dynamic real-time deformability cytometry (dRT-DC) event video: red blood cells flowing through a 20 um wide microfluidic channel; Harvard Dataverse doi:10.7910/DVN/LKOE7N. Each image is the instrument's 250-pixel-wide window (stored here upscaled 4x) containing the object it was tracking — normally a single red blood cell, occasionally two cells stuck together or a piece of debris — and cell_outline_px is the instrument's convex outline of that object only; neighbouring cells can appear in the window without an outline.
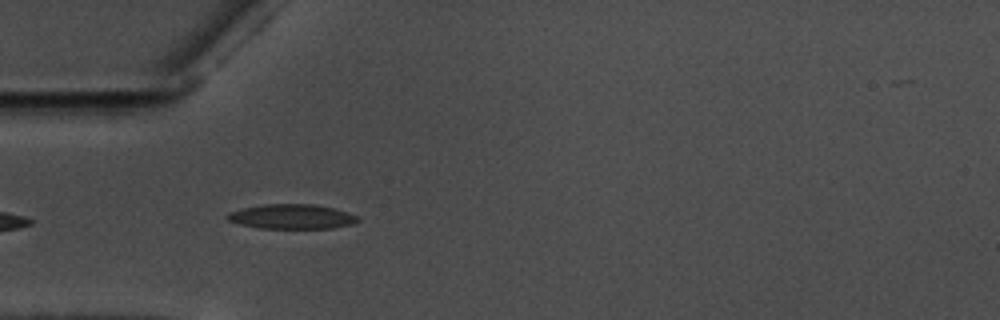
{"species": "common noctule bat (a hibernating species)", "species_latin": "Nyctalus noctula", "temperature_condition": "warm", "stored_images_in_passage": 10, "camera_frame_rate_fps": 3000, "um_per_image_px": 0.085, "animal": {"sex": "male", "body_mass_g": 17.5, "forearm_length_mm": 52.3}, "frame": {"image": 1, "passage_image": 2, "time_ms": 0.333, "image_size_px": [1000, 320], "cell_outline_px": [[360, 220], [352, 224], [332, 228], [260, 228], [240, 224], [228, 220], [224, 216], [228, 212], [244, 208], [264, 204], [316, 204], [348, 212], [360, 216]], "centroid_in_image_um": [24.82, 18.41], "position_along_channel_um": 60.2, "area_um2": 18.79}}